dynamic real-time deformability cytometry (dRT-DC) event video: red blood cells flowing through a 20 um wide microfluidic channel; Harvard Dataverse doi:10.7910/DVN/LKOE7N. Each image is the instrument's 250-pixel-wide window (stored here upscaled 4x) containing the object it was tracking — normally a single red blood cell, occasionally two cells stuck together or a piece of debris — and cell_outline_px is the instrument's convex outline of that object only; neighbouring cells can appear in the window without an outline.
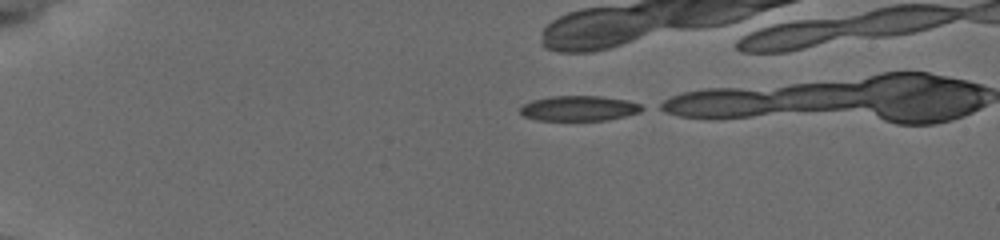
{"species": "common noctule bat (a hibernating species)", "species_latin": "Nyctalus noctula", "temperature_condition": "cold", "stored_images_in_passage": 10, "camera_frame_rate_fps": 3000, "um_per_image_px": 0.085, "animal": {"sex": "female", "body_mass_g": 19.5, "forearm_length_mm": 54.1}, "frame": {"image": 1, "passage_image": 1, "time_ms": 0.0, "image_size_px": [1000, 240], "cell_outline_px": [[648, 108], [640, 112], [608, 120], [536, 120], [524, 116], [520, 112], [520, 108], [524, 104], [532, 100], [552, 96], [600, 96], [628, 100], [640, 104]], "centroid_in_image_um": [49.26, 9.2], "position_along_channel_um": 35.7, "area_um2": 17.92}}